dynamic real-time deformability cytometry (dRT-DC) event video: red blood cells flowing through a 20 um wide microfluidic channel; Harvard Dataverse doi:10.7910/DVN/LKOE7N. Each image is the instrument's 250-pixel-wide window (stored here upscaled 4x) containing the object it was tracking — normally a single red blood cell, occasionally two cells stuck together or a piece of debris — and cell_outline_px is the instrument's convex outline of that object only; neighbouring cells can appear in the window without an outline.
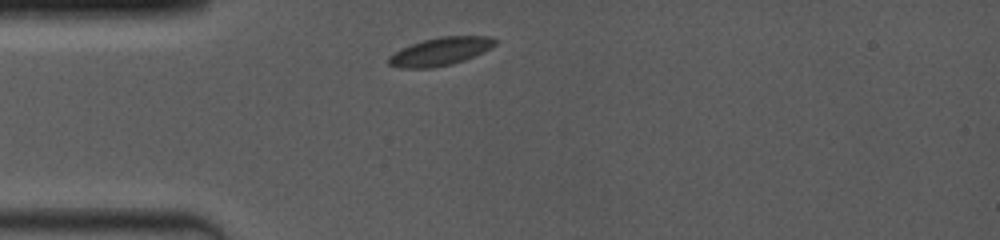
{"species": "common noctule bat (a hibernating species)", "species_latin": "Nyctalus noctula", "temperature_condition": "room temperature", "stored_images_in_passage": 2, "camera_frame_rate_fps": 4000, "um_per_image_px": 0.085, "animal": {"sex": "female", "body_mass_g": 19.0, "forearm_length_mm": 53.3}, "frame": {"image": 1, "passage_image": 1, "time_ms": 0.0, "image_size_px": [1000, 240], "cell_outline_px": [[500, 40], [496, 44], [484, 52], [464, 60], [452, 64], [432, 68], [400, 68], [388, 64], [388, 56], [412, 44], [424, 40], [440, 36], [492, 36]], "centroid_in_image_um": [37.49, 4.37], "position_along_channel_um": 47.5, "area_um2": 17.4}}